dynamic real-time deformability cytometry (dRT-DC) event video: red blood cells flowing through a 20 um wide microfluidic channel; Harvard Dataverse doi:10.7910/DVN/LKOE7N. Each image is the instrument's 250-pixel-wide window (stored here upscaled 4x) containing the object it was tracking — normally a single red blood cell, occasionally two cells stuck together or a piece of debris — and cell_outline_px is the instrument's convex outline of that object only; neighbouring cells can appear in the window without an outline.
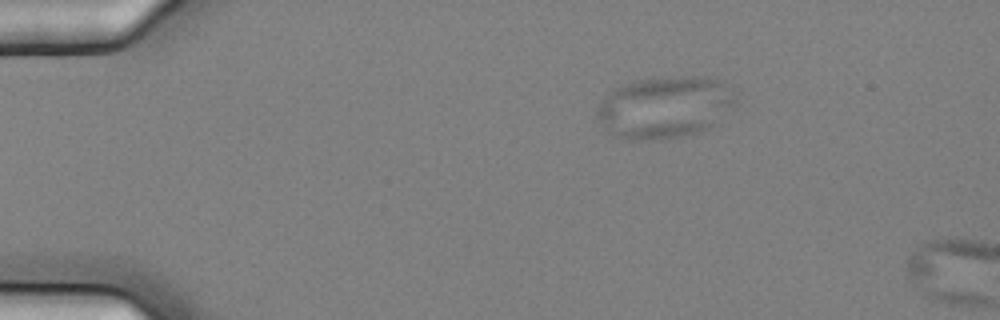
{"species": "common noctule bat (a hibernating species)", "species_latin": "Nyctalus noctula", "temperature_condition": "cold", "stored_images_in_passage": 2, "camera_frame_rate_fps": 3000, "um_per_image_px": 0.085, "animal": {"sex": "female", "body_mass_g": 25.1}, "frame": {"image": 1, "passage_image": 1, "time_ms": 0.0, "image_size_px": [1000, 320], "cell_outline_px": [[740, 92], [736, 104], [712, 124], [700, 132], [676, 136], [644, 140], [632, 140], [616, 136], [608, 132], [604, 128], [596, 112], [596, 108], [608, 92], [612, 88], [624, 84], [640, 80], [680, 76], [708, 76], [724, 80]], "centroid_in_image_um": [56.57, 9.07], "position_along_channel_um": 28.4, "area_um2": 50.29}}